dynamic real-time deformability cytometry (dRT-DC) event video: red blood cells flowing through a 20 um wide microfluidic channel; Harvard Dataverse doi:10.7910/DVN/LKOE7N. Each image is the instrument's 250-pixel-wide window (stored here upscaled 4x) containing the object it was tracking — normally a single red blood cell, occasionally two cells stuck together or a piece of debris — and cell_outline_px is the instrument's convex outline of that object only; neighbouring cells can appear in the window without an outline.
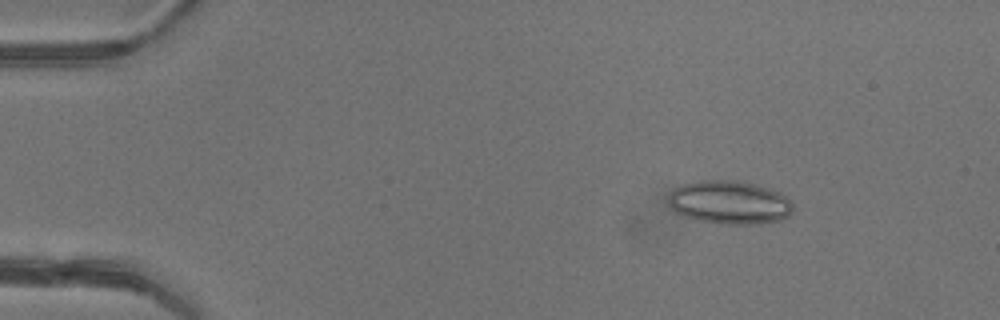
{"species": "common noctule bat (a hibernating species)", "species_latin": "Nyctalus noctula", "temperature_condition": "warm", "stored_images_in_passage": 17, "camera_frame_rate_fps": 3000, "um_per_image_px": 0.085, "animal": {"sex": "female"}, "frame": {"image": 1, "passage_image": 8, "time_ms": 2.333, "image_size_px": [1000, 320], "cell_outline_px": [[792, 212], [788, 216], [780, 220], [752, 224], [728, 224], [696, 220], [684, 216], [676, 212], [672, 208], [668, 200], [668, 196], [680, 184], [700, 180], [740, 180], [768, 188], [780, 192], [792, 204]], "centroid_in_image_um": [61.99, 17.19], "position_along_channel_um": 23.0, "area_um2": 31.44}}